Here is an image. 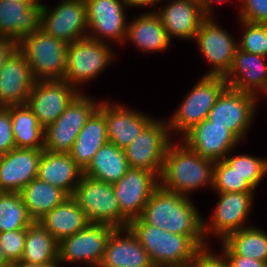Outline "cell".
<instances>
[{"label":"cell","mask_w":267,"mask_h":267,"mask_svg":"<svg viewBox=\"0 0 267 267\" xmlns=\"http://www.w3.org/2000/svg\"><path fill=\"white\" fill-rule=\"evenodd\" d=\"M189 197L168 191L160 185L144 206L141 218L161 230L189 236L200 248L208 246L203 216Z\"/></svg>","instance_id":"1"},{"label":"cell","mask_w":267,"mask_h":267,"mask_svg":"<svg viewBox=\"0 0 267 267\" xmlns=\"http://www.w3.org/2000/svg\"><path fill=\"white\" fill-rule=\"evenodd\" d=\"M173 141L165 152L159 185L186 197L205 186L211 189L214 162L195 153L183 141Z\"/></svg>","instance_id":"2"},{"label":"cell","mask_w":267,"mask_h":267,"mask_svg":"<svg viewBox=\"0 0 267 267\" xmlns=\"http://www.w3.org/2000/svg\"><path fill=\"white\" fill-rule=\"evenodd\" d=\"M128 228L147 251L154 266L189 267L201 249L189 236L161 230L141 217L131 220Z\"/></svg>","instance_id":"3"},{"label":"cell","mask_w":267,"mask_h":267,"mask_svg":"<svg viewBox=\"0 0 267 267\" xmlns=\"http://www.w3.org/2000/svg\"><path fill=\"white\" fill-rule=\"evenodd\" d=\"M17 48L26 57L35 81L64 79L68 48L65 41L40 28L22 37Z\"/></svg>","instance_id":"4"},{"label":"cell","mask_w":267,"mask_h":267,"mask_svg":"<svg viewBox=\"0 0 267 267\" xmlns=\"http://www.w3.org/2000/svg\"><path fill=\"white\" fill-rule=\"evenodd\" d=\"M226 88L224 77L202 76L167 120L172 139L175 132L182 138L194 126L207 119L209 111Z\"/></svg>","instance_id":"5"},{"label":"cell","mask_w":267,"mask_h":267,"mask_svg":"<svg viewBox=\"0 0 267 267\" xmlns=\"http://www.w3.org/2000/svg\"><path fill=\"white\" fill-rule=\"evenodd\" d=\"M71 197L84 211L89 223L128 227L129 222L120 214L113 184L83 175Z\"/></svg>","instance_id":"6"},{"label":"cell","mask_w":267,"mask_h":267,"mask_svg":"<svg viewBox=\"0 0 267 267\" xmlns=\"http://www.w3.org/2000/svg\"><path fill=\"white\" fill-rule=\"evenodd\" d=\"M110 45L88 37L69 43L63 80L82 92V85L95 79L114 60Z\"/></svg>","instance_id":"7"},{"label":"cell","mask_w":267,"mask_h":267,"mask_svg":"<svg viewBox=\"0 0 267 267\" xmlns=\"http://www.w3.org/2000/svg\"><path fill=\"white\" fill-rule=\"evenodd\" d=\"M88 94L80 92L66 107L61 116L44 130V150L69 153L87 119L99 103Z\"/></svg>","instance_id":"8"},{"label":"cell","mask_w":267,"mask_h":267,"mask_svg":"<svg viewBox=\"0 0 267 267\" xmlns=\"http://www.w3.org/2000/svg\"><path fill=\"white\" fill-rule=\"evenodd\" d=\"M168 121L155 118L123 149L130 168L145 169L160 177L167 146L172 141Z\"/></svg>","instance_id":"9"},{"label":"cell","mask_w":267,"mask_h":267,"mask_svg":"<svg viewBox=\"0 0 267 267\" xmlns=\"http://www.w3.org/2000/svg\"><path fill=\"white\" fill-rule=\"evenodd\" d=\"M107 224L89 223L83 230L62 239L58 246V261L66 264L83 263L86 267L100 265L111 233Z\"/></svg>","instance_id":"10"},{"label":"cell","mask_w":267,"mask_h":267,"mask_svg":"<svg viewBox=\"0 0 267 267\" xmlns=\"http://www.w3.org/2000/svg\"><path fill=\"white\" fill-rule=\"evenodd\" d=\"M259 97L226 88L209 111L207 120L226 126L240 140L245 139L258 109ZM249 128V129H248Z\"/></svg>","instance_id":"11"},{"label":"cell","mask_w":267,"mask_h":267,"mask_svg":"<svg viewBox=\"0 0 267 267\" xmlns=\"http://www.w3.org/2000/svg\"><path fill=\"white\" fill-rule=\"evenodd\" d=\"M215 193L219 200L212 212L210 223L203 219L206 240L210 238L208 235H212L223 241L230 233L250 227L246 222L252 210L254 192Z\"/></svg>","instance_id":"12"},{"label":"cell","mask_w":267,"mask_h":267,"mask_svg":"<svg viewBox=\"0 0 267 267\" xmlns=\"http://www.w3.org/2000/svg\"><path fill=\"white\" fill-rule=\"evenodd\" d=\"M87 37L109 44H125L128 20L124 0H85ZM109 41V42H108Z\"/></svg>","instance_id":"13"},{"label":"cell","mask_w":267,"mask_h":267,"mask_svg":"<svg viewBox=\"0 0 267 267\" xmlns=\"http://www.w3.org/2000/svg\"><path fill=\"white\" fill-rule=\"evenodd\" d=\"M216 22L215 17H208L193 40L212 67L204 76L225 77L232 66L238 41Z\"/></svg>","instance_id":"14"},{"label":"cell","mask_w":267,"mask_h":267,"mask_svg":"<svg viewBox=\"0 0 267 267\" xmlns=\"http://www.w3.org/2000/svg\"><path fill=\"white\" fill-rule=\"evenodd\" d=\"M42 4L41 29L48 35L73 43L87 38V12L85 0H61L50 9Z\"/></svg>","instance_id":"15"},{"label":"cell","mask_w":267,"mask_h":267,"mask_svg":"<svg viewBox=\"0 0 267 267\" xmlns=\"http://www.w3.org/2000/svg\"><path fill=\"white\" fill-rule=\"evenodd\" d=\"M80 92L65 80L35 81L27 106L45 129L54 123Z\"/></svg>","instance_id":"16"},{"label":"cell","mask_w":267,"mask_h":267,"mask_svg":"<svg viewBox=\"0 0 267 267\" xmlns=\"http://www.w3.org/2000/svg\"><path fill=\"white\" fill-rule=\"evenodd\" d=\"M158 186L159 177L154 172L130 168L125 175L113 183L120 214L128 222L140 218L144 206Z\"/></svg>","instance_id":"17"},{"label":"cell","mask_w":267,"mask_h":267,"mask_svg":"<svg viewBox=\"0 0 267 267\" xmlns=\"http://www.w3.org/2000/svg\"><path fill=\"white\" fill-rule=\"evenodd\" d=\"M181 141L201 157L213 162L224 160L241 142L228 127L214 125L207 119L189 130Z\"/></svg>","instance_id":"18"},{"label":"cell","mask_w":267,"mask_h":267,"mask_svg":"<svg viewBox=\"0 0 267 267\" xmlns=\"http://www.w3.org/2000/svg\"><path fill=\"white\" fill-rule=\"evenodd\" d=\"M98 109L105 115L109 142L122 150L154 119L126 105L111 103L109 99L101 101Z\"/></svg>","instance_id":"19"},{"label":"cell","mask_w":267,"mask_h":267,"mask_svg":"<svg viewBox=\"0 0 267 267\" xmlns=\"http://www.w3.org/2000/svg\"><path fill=\"white\" fill-rule=\"evenodd\" d=\"M34 82L26 57L16 47L0 71V107L26 105Z\"/></svg>","instance_id":"20"},{"label":"cell","mask_w":267,"mask_h":267,"mask_svg":"<svg viewBox=\"0 0 267 267\" xmlns=\"http://www.w3.org/2000/svg\"><path fill=\"white\" fill-rule=\"evenodd\" d=\"M43 150L15 147L0 155V192H20L36 178Z\"/></svg>","instance_id":"21"},{"label":"cell","mask_w":267,"mask_h":267,"mask_svg":"<svg viewBox=\"0 0 267 267\" xmlns=\"http://www.w3.org/2000/svg\"><path fill=\"white\" fill-rule=\"evenodd\" d=\"M160 9L154 10L161 19L169 38L193 40L202 23L208 18L198 0H164Z\"/></svg>","instance_id":"22"},{"label":"cell","mask_w":267,"mask_h":267,"mask_svg":"<svg viewBox=\"0 0 267 267\" xmlns=\"http://www.w3.org/2000/svg\"><path fill=\"white\" fill-rule=\"evenodd\" d=\"M267 57L237 49L226 79L227 87L257 97L267 93ZM259 95V96H258Z\"/></svg>","instance_id":"23"},{"label":"cell","mask_w":267,"mask_h":267,"mask_svg":"<svg viewBox=\"0 0 267 267\" xmlns=\"http://www.w3.org/2000/svg\"><path fill=\"white\" fill-rule=\"evenodd\" d=\"M42 3L0 0V38L16 43L41 28Z\"/></svg>","instance_id":"24"},{"label":"cell","mask_w":267,"mask_h":267,"mask_svg":"<svg viewBox=\"0 0 267 267\" xmlns=\"http://www.w3.org/2000/svg\"><path fill=\"white\" fill-rule=\"evenodd\" d=\"M100 265L103 267H154L147 251L128 227L116 228L111 233Z\"/></svg>","instance_id":"25"},{"label":"cell","mask_w":267,"mask_h":267,"mask_svg":"<svg viewBox=\"0 0 267 267\" xmlns=\"http://www.w3.org/2000/svg\"><path fill=\"white\" fill-rule=\"evenodd\" d=\"M144 12L128 21L126 42L138 48L141 52L165 51L171 45L161 19L154 10Z\"/></svg>","instance_id":"26"},{"label":"cell","mask_w":267,"mask_h":267,"mask_svg":"<svg viewBox=\"0 0 267 267\" xmlns=\"http://www.w3.org/2000/svg\"><path fill=\"white\" fill-rule=\"evenodd\" d=\"M83 176V170L69 153L43 150L39 162L38 178L56 186L72 196Z\"/></svg>","instance_id":"27"},{"label":"cell","mask_w":267,"mask_h":267,"mask_svg":"<svg viewBox=\"0 0 267 267\" xmlns=\"http://www.w3.org/2000/svg\"><path fill=\"white\" fill-rule=\"evenodd\" d=\"M108 141L105 115L97 108L77 135L69 155L84 171L96 152Z\"/></svg>","instance_id":"28"},{"label":"cell","mask_w":267,"mask_h":267,"mask_svg":"<svg viewBox=\"0 0 267 267\" xmlns=\"http://www.w3.org/2000/svg\"><path fill=\"white\" fill-rule=\"evenodd\" d=\"M38 222L58 242L83 230L89 224L84 211L71 196L45 214Z\"/></svg>","instance_id":"29"},{"label":"cell","mask_w":267,"mask_h":267,"mask_svg":"<svg viewBox=\"0 0 267 267\" xmlns=\"http://www.w3.org/2000/svg\"><path fill=\"white\" fill-rule=\"evenodd\" d=\"M129 169L124 151L108 141L93 156L83 175L113 184Z\"/></svg>","instance_id":"30"},{"label":"cell","mask_w":267,"mask_h":267,"mask_svg":"<svg viewBox=\"0 0 267 267\" xmlns=\"http://www.w3.org/2000/svg\"><path fill=\"white\" fill-rule=\"evenodd\" d=\"M34 221H38L53 208L63 203L69 195L62 189L34 178L19 192Z\"/></svg>","instance_id":"31"},{"label":"cell","mask_w":267,"mask_h":267,"mask_svg":"<svg viewBox=\"0 0 267 267\" xmlns=\"http://www.w3.org/2000/svg\"><path fill=\"white\" fill-rule=\"evenodd\" d=\"M59 242L38 221L26 229L21 261L29 264H46L58 260Z\"/></svg>","instance_id":"32"},{"label":"cell","mask_w":267,"mask_h":267,"mask_svg":"<svg viewBox=\"0 0 267 267\" xmlns=\"http://www.w3.org/2000/svg\"><path fill=\"white\" fill-rule=\"evenodd\" d=\"M15 147L44 149V128L26 105L10 106Z\"/></svg>","instance_id":"33"},{"label":"cell","mask_w":267,"mask_h":267,"mask_svg":"<svg viewBox=\"0 0 267 267\" xmlns=\"http://www.w3.org/2000/svg\"><path fill=\"white\" fill-rule=\"evenodd\" d=\"M223 242L237 255L267 262V232L250 226L230 233Z\"/></svg>","instance_id":"34"},{"label":"cell","mask_w":267,"mask_h":267,"mask_svg":"<svg viewBox=\"0 0 267 267\" xmlns=\"http://www.w3.org/2000/svg\"><path fill=\"white\" fill-rule=\"evenodd\" d=\"M33 222L19 192H0V233L27 229Z\"/></svg>","instance_id":"35"},{"label":"cell","mask_w":267,"mask_h":267,"mask_svg":"<svg viewBox=\"0 0 267 267\" xmlns=\"http://www.w3.org/2000/svg\"><path fill=\"white\" fill-rule=\"evenodd\" d=\"M229 152L224 160L256 190L267 175V158L248 154L232 155Z\"/></svg>","instance_id":"36"},{"label":"cell","mask_w":267,"mask_h":267,"mask_svg":"<svg viewBox=\"0 0 267 267\" xmlns=\"http://www.w3.org/2000/svg\"><path fill=\"white\" fill-rule=\"evenodd\" d=\"M212 189L214 192L228 193L256 191L225 160L214 162Z\"/></svg>","instance_id":"37"},{"label":"cell","mask_w":267,"mask_h":267,"mask_svg":"<svg viewBox=\"0 0 267 267\" xmlns=\"http://www.w3.org/2000/svg\"><path fill=\"white\" fill-rule=\"evenodd\" d=\"M243 31L238 49L267 57V29L262 23H250L239 20Z\"/></svg>","instance_id":"38"},{"label":"cell","mask_w":267,"mask_h":267,"mask_svg":"<svg viewBox=\"0 0 267 267\" xmlns=\"http://www.w3.org/2000/svg\"><path fill=\"white\" fill-rule=\"evenodd\" d=\"M26 229L0 233V243L5 258L9 263L20 261L24 250Z\"/></svg>","instance_id":"39"},{"label":"cell","mask_w":267,"mask_h":267,"mask_svg":"<svg viewBox=\"0 0 267 267\" xmlns=\"http://www.w3.org/2000/svg\"><path fill=\"white\" fill-rule=\"evenodd\" d=\"M239 20L250 23H264L267 20V0H238Z\"/></svg>","instance_id":"40"},{"label":"cell","mask_w":267,"mask_h":267,"mask_svg":"<svg viewBox=\"0 0 267 267\" xmlns=\"http://www.w3.org/2000/svg\"><path fill=\"white\" fill-rule=\"evenodd\" d=\"M15 148L10 106L0 107V155Z\"/></svg>","instance_id":"41"},{"label":"cell","mask_w":267,"mask_h":267,"mask_svg":"<svg viewBox=\"0 0 267 267\" xmlns=\"http://www.w3.org/2000/svg\"><path fill=\"white\" fill-rule=\"evenodd\" d=\"M210 245L201 248L193 259L190 262L189 267H229L227 258L220 251L221 255L216 254L211 248Z\"/></svg>","instance_id":"42"},{"label":"cell","mask_w":267,"mask_h":267,"mask_svg":"<svg viewBox=\"0 0 267 267\" xmlns=\"http://www.w3.org/2000/svg\"><path fill=\"white\" fill-rule=\"evenodd\" d=\"M220 242L221 251L227 258L229 267H267V262L251 257L237 256L223 241Z\"/></svg>","instance_id":"43"},{"label":"cell","mask_w":267,"mask_h":267,"mask_svg":"<svg viewBox=\"0 0 267 267\" xmlns=\"http://www.w3.org/2000/svg\"><path fill=\"white\" fill-rule=\"evenodd\" d=\"M17 47V43L11 39L0 38V71L7 57Z\"/></svg>","instance_id":"44"},{"label":"cell","mask_w":267,"mask_h":267,"mask_svg":"<svg viewBox=\"0 0 267 267\" xmlns=\"http://www.w3.org/2000/svg\"><path fill=\"white\" fill-rule=\"evenodd\" d=\"M128 8L134 7H152L156 10L158 9L157 4L163 2L164 0H124Z\"/></svg>","instance_id":"45"},{"label":"cell","mask_w":267,"mask_h":267,"mask_svg":"<svg viewBox=\"0 0 267 267\" xmlns=\"http://www.w3.org/2000/svg\"><path fill=\"white\" fill-rule=\"evenodd\" d=\"M200 6L203 8V12L207 17H214L215 13L213 12L214 10V5L216 3H220L224 5V3L228 2V0H198Z\"/></svg>","instance_id":"46"},{"label":"cell","mask_w":267,"mask_h":267,"mask_svg":"<svg viewBox=\"0 0 267 267\" xmlns=\"http://www.w3.org/2000/svg\"><path fill=\"white\" fill-rule=\"evenodd\" d=\"M60 266L61 264L58 260L55 262L46 263V264H29V263H25L20 260V261L11 262L8 267H60Z\"/></svg>","instance_id":"47"},{"label":"cell","mask_w":267,"mask_h":267,"mask_svg":"<svg viewBox=\"0 0 267 267\" xmlns=\"http://www.w3.org/2000/svg\"><path fill=\"white\" fill-rule=\"evenodd\" d=\"M9 264L10 263L7 261V259L4 256V253H3L2 247H1V243H0V267H8Z\"/></svg>","instance_id":"48"},{"label":"cell","mask_w":267,"mask_h":267,"mask_svg":"<svg viewBox=\"0 0 267 267\" xmlns=\"http://www.w3.org/2000/svg\"><path fill=\"white\" fill-rule=\"evenodd\" d=\"M14 2H21V3H41V0H10Z\"/></svg>","instance_id":"49"},{"label":"cell","mask_w":267,"mask_h":267,"mask_svg":"<svg viewBox=\"0 0 267 267\" xmlns=\"http://www.w3.org/2000/svg\"><path fill=\"white\" fill-rule=\"evenodd\" d=\"M263 25L266 27L267 29V20L263 23Z\"/></svg>","instance_id":"50"},{"label":"cell","mask_w":267,"mask_h":267,"mask_svg":"<svg viewBox=\"0 0 267 267\" xmlns=\"http://www.w3.org/2000/svg\"><path fill=\"white\" fill-rule=\"evenodd\" d=\"M89 267H103L101 265H94V266H89Z\"/></svg>","instance_id":"51"}]
</instances>
